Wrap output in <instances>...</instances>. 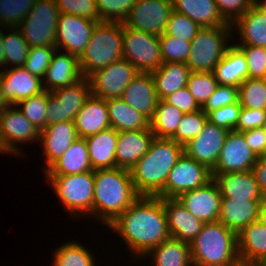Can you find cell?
Masks as SVG:
<instances>
[{
    "mask_svg": "<svg viewBox=\"0 0 266 266\" xmlns=\"http://www.w3.org/2000/svg\"><path fill=\"white\" fill-rule=\"evenodd\" d=\"M107 227L124 240L136 260L171 237L159 197L139 196Z\"/></svg>",
    "mask_w": 266,
    "mask_h": 266,
    "instance_id": "obj_1",
    "label": "cell"
},
{
    "mask_svg": "<svg viewBox=\"0 0 266 266\" xmlns=\"http://www.w3.org/2000/svg\"><path fill=\"white\" fill-rule=\"evenodd\" d=\"M184 153V146L173 139L152 140L147 153L130 169L139 196L156 197L164 188L168 174Z\"/></svg>",
    "mask_w": 266,
    "mask_h": 266,
    "instance_id": "obj_2",
    "label": "cell"
},
{
    "mask_svg": "<svg viewBox=\"0 0 266 266\" xmlns=\"http://www.w3.org/2000/svg\"><path fill=\"white\" fill-rule=\"evenodd\" d=\"M138 197L130 170L118 167L94 170L93 219L100 224L108 226Z\"/></svg>",
    "mask_w": 266,
    "mask_h": 266,
    "instance_id": "obj_3",
    "label": "cell"
},
{
    "mask_svg": "<svg viewBox=\"0 0 266 266\" xmlns=\"http://www.w3.org/2000/svg\"><path fill=\"white\" fill-rule=\"evenodd\" d=\"M190 249L193 266H242L237 234L220 221L204 223Z\"/></svg>",
    "mask_w": 266,
    "mask_h": 266,
    "instance_id": "obj_4",
    "label": "cell"
},
{
    "mask_svg": "<svg viewBox=\"0 0 266 266\" xmlns=\"http://www.w3.org/2000/svg\"><path fill=\"white\" fill-rule=\"evenodd\" d=\"M123 57L122 23L98 22L91 38L78 58L83 78Z\"/></svg>",
    "mask_w": 266,
    "mask_h": 266,
    "instance_id": "obj_5",
    "label": "cell"
},
{
    "mask_svg": "<svg viewBox=\"0 0 266 266\" xmlns=\"http://www.w3.org/2000/svg\"><path fill=\"white\" fill-rule=\"evenodd\" d=\"M232 24L218 27L201 28L191 41L190 54L186 65L191 72H213L234 36ZM232 36V37H231ZM231 39V41H230Z\"/></svg>",
    "mask_w": 266,
    "mask_h": 266,
    "instance_id": "obj_6",
    "label": "cell"
},
{
    "mask_svg": "<svg viewBox=\"0 0 266 266\" xmlns=\"http://www.w3.org/2000/svg\"><path fill=\"white\" fill-rule=\"evenodd\" d=\"M52 185L60 203L75 218L92 217L94 197V171L73 175L45 176Z\"/></svg>",
    "mask_w": 266,
    "mask_h": 266,
    "instance_id": "obj_7",
    "label": "cell"
},
{
    "mask_svg": "<svg viewBox=\"0 0 266 266\" xmlns=\"http://www.w3.org/2000/svg\"><path fill=\"white\" fill-rule=\"evenodd\" d=\"M59 16L55 0H36L17 28L30 47L55 46Z\"/></svg>",
    "mask_w": 266,
    "mask_h": 266,
    "instance_id": "obj_8",
    "label": "cell"
},
{
    "mask_svg": "<svg viewBox=\"0 0 266 266\" xmlns=\"http://www.w3.org/2000/svg\"><path fill=\"white\" fill-rule=\"evenodd\" d=\"M123 58L138 72L151 73L162 64L159 36L122 24Z\"/></svg>",
    "mask_w": 266,
    "mask_h": 266,
    "instance_id": "obj_9",
    "label": "cell"
},
{
    "mask_svg": "<svg viewBox=\"0 0 266 266\" xmlns=\"http://www.w3.org/2000/svg\"><path fill=\"white\" fill-rule=\"evenodd\" d=\"M213 179L211 170L185 153L168 174L159 198H178L181 194L203 187Z\"/></svg>",
    "mask_w": 266,
    "mask_h": 266,
    "instance_id": "obj_10",
    "label": "cell"
},
{
    "mask_svg": "<svg viewBox=\"0 0 266 266\" xmlns=\"http://www.w3.org/2000/svg\"><path fill=\"white\" fill-rule=\"evenodd\" d=\"M138 73L135 66L122 57L88 77L91 93L104 100L121 98Z\"/></svg>",
    "mask_w": 266,
    "mask_h": 266,
    "instance_id": "obj_11",
    "label": "cell"
},
{
    "mask_svg": "<svg viewBox=\"0 0 266 266\" xmlns=\"http://www.w3.org/2000/svg\"><path fill=\"white\" fill-rule=\"evenodd\" d=\"M172 11L171 0H136L122 24L160 36L165 31Z\"/></svg>",
    "mask_w": 266,
    "mask_h": 266,
    "instance_id": "obj_12",
    "label": "cell"
},
{
    "mask_svg": "<svg viewBox=\"0 0 266 266\" xmlns=\"http://www.w3.org/2000/svg\"><path fill=\"white\" fill-rule=\"evenodd\" d=\"M40 131L23 115L16 105H9L0 113V136L8 152L22 155L20 144L39 142ZM19 144V145H18ZM19 147H18V146Z\"/></svg>",
    "mask_w": 266,
    "mask_h": 266,
    "instance_id": "obj_13",
    "label": "cell"
},
{
    "mask_svg": "<svg viewBox=\"0 0 266 266\" xmlns=\"http://www.w3.org/2000/svg\"><path fill=\"white\" fill-rule=\"evenodd\" d=\"M92 21L72 14H60L55 35V46L76 57H80L88 45L93 28Z\"/></svg>",
    "mask_w": 266,
    "mask_h": 266,
    "instance_id": "obj_14",
    "label": "cell"
},
{
    "mask_svg": "<svg viewBox=\"0 0 266 266\" xmlns=\"http://www.w3.org/2000/svg\"><path fill=\"white\" fill-rule=\"evenodd\" d=\"M258 157L248 146L241 132L230 131L221 149L212 174L245 172L253 168Z\"/></svg>",
    "mask_w": 266,
    "mask_h": 266,
    "instance_id": "obj_15",
    "label": "cell"
},
{
    "mask_svg": "<svg viewBox=\"0 0 266 266\" xmlns=\"http://www.w3.org/2000/svg\"><path fill=\"white\" fill-rule=\"evenodd\" d=\"M228 131L225 128L206 122L203 130L186 145L184 153L212 170L221 153Z\"/></svg>",
    "mask_w": 266,
    "mask_h": 266,
    "instance_id": "obj_16",
    "label": "cell"
},
{
    "mask_svg": "<svg viewBox=\"0 0 266 266\" xmlns=\"http://www.w3.org/2000/svg\"><path fill=\"white\" fill-rule=\"evenodd\" d=\"M177 199L203 223L218 221L221 194L217 183L213 179L203 187L181 194Z\"/></svg>",
    "mask_w": 266,
    "mask_h": 266,
    "instance_id": "obj_17",
    "label": "cell"
},
{
    "mask_svg": "<svg viewBox=\"0 0 266 266\" xmlns=\"http://www.w3.org/2000/svg\"><path fill=\"white\" fill-rule=\"evenodd\" d=\"M0 84L4 99L9 105L28 99L44 91L42 79L24 67H9L0 71Z\"/></svg>",
    "mask_w": 266,
    "mask_h": 266,
    "instance_id": "obj_18",
    "label": "cell"
},
{
    "mask_svg": "<svg viewBox=\"0 0 266 266\" xmlns=\"http://www.w3.org/2000/svg\"><path fill=\"white\" fill-rule=\"evenodd\" d=\"M78 139L74 121L59 122L46 126L40 131L39 146H41L46 166L43 173L57 161Z\"/></svg>",
    "mask_w": 266,
    "mask_h": 266,
    "instance_id": "obj_19",
    "label": "cell"
},
{
    "mask_svg": "<svg viewBox=\"0 0 266 266\" xmlns=\"http://www.w3.org/2000/svg\"><path fill=\"white\" fill-rule=\"evenodd\" d=\"M81 79L83 75L78 57L56 49L42 78V85L44 90L52 92L58 88L72 86Z\"/></svg>",
    "mask_w": 266,
    "mask_h": 266,
    "instance_id": "obj_20",
    "label": "cell"
},
{
    "mask_svg": "<svg viewBox=\"0 0 266 266\" xmlns=\"http://www.w3.org/2000/svg\"><path fill=\"white\" fill-rule=\"evenodd\" d=\"M161 199L170 236L190 244L202 230L204 223L192 215L177 198Z\"/></svg>",
    "mask_w": 266,
    "mask_h": 266,
    "instance_id": "obj_21",
    "label": "cell"
},
{
    "mask_svg": "<svg viewBox=\"0 0 266 266\" xmlns=\"http://www.w3.org/2000/svg\"><path fill=\"white\" fill-rule=\"evenodd\" d=\"M121 99L150 121L159 100L151 73L139 72L125 88Z\"/></svg>",
    "mask_w": 266,
    "mask_h": 266,
    "instance_id": "obj_22",
    "label": "cell"
},
{
    "mask_svg": "<svg viewBox=\"0 0 266 266\" xmlns=\"http://www.w3.org/2000/svg\"><path fill=\"white\" fill-rule=\"evenodd\" d=\"M154 137L151 129L118 132L116 167L130 170L147 153Z\"/></svg>",
    "mask_w": 266,
    "mask_h": 266,
    "instance_id": "obj_23",
    "label": "cell"
},
{
    "mask_svg": "<svg viewBox=\"0 0 266 266\" xmlns=\"http://www.w3.org/2000/svg\"><path fill=\"white\" fill-rule=\"evenodd\" d=\"M221 197L233 200H263L265 196L259 189L251 170L236 173L212 174Z\"/></svg>",
    "mask_w": 266,
    "mask_h": 266,
    "instance_id": "obj_24",
    "label": "cell"
},
{
    "mask_svg": "<svg viewBox=\"0 0 266 266\" xmlns=\"http://www.w3.org/2000/svg\"><path fill=\"white\" fill-rule=\"evenodd\" d=\"M263 200H233L221 197L218 221L238 234L250 223L258 221Z\"/></svg>",
    "mask_w": 266,
    "mask_h": 266,
    "instance_id": "obj_25",
    "label": "cell"
},
{
    "mask_svg": "<svg viewBox=\"0 0 266 266\" xmlns=\"http://www.w3.org/2000/svg\"><path fill=\"white\" fill-rule=\"evenodd\" d=\"M74 125L78 138H87L111 128L106 100L90 95L76 114Z\"/></svg>",
    "mask_w": 266,
    "mask_h": 266,
    "instance_id": "obj_26",
    "label": "cell"
},
{
    "mask_svg": "<svg viewBox=\"0 0 266 266\" xmlns=\"http://www.w3.org/2000/svg\"><path fill=\"white\" fill-rule=\"evenodd\" d=\"M238 256L242 266H258L266 258V226L250 223L237 234Z\"/></svg>",
    "mask_w": 266,
    "mask_h": 266,
    "instance_id": "obj_27",
    "label": "cell"
},
{
    "mask_svg": "<svg viewBox=\"0 0 266 266\" xmlns=\"http://www.w3.org/2000/svg\"><path fill=\"white\" fill-rule=\"evenodd\" d=\"M232 29L240 36L235 46L266 48V14L255 4L232 24Z\"/></svg>",
    "mask_w": 266,
    "mask_h": 266,
    "instance_id": "obj_28",
    "label": "cell"
},
{
    "mask_svg": "<svg viewBox=\"0 0 266 266\" xmlns=\"http://www.w3.org/2000/svg\"><path fill=\"white\" fill-rule=\"evenodd\" d=\"M93 171L116 167L118 132L109 128L85 138Z\"/></svg>",
    "mask_w": 266,
    "mask_h": 266,
    "instance_id": "obj_29",
    "label": "cell"
},
{
    "mask_svg": "<svg viewBox=\"0 0 266 266\" xmlns=\"http://www.w3.org/2000/svg\"><path fill=\"white\" fill-rule=\"evenodd\" d=\"M87 142L78 138L45 172V176L73 175L92 171Z\"/></svg>",
    "mask_w": 266,
    "mask_h": 266,
    "instance_id": "obj_30",
    "label": "cell"
},
{
    "mask_svg": "<svg viewBox=\"0 0 266 266\" xmlns=\"http://www.w3.org/2000/svg\"><path fill=\"white\" fill-rule=\"evenodd\" d=\"M173 10L188 16L201 28L229 25L220 15L215 0H171Z\"/></svg>",
    "mask_w": 266,
    "mask_h": 266,
    "instance_id": "obj_31",
    "label": "cell"
},
{
    "mask_svg": "<svg viewBox=\"0 0 266 266\" xmlns=\"http://www.w3.org/2000/svg\"><path fill=\"white\" fill-rule=\"evenodd\" d=\"M143 258H150L151 266H193L190 244L172 237L149 250Z\"/></svg>",
    "mask_w": 266,
    "mask_h": 266,
    "instance_id": "obj_32",
    "label": "cell"
},
{
    "mask_svg": "<svg viewBox=\"0 0 266 266\" xmlns=\"http://www.w3.org/2000/svg\"><path fill=\"white\" fill-rule=\"evenodd\" d=\"M213 73L220 85L238 87L248 78L246 58L234 43L215 66Z\"/></svg>",
    "mask_w": 266,
    "mask_h": 266,
    "instance_id": "obj_33",
    "label": "cell"
},
{
    "mask_svg": "<svg viewBox=\"0 0 266 266\" xmlns=\"http://www.w3.org/2000/svg\"><path fill=\"white\" fill-rule=\"evenodd\" d=\"M190 69L186 63H163L151 72L159 100L187 86Z\"/></svg>",
    "mask_w": 266,
    "mask_h": 266,
    "instance_id": "obj_34",
    "label": "cell"
},
{
    "mask_svg": "<svg viewBox=\"0 0 266 266\" xmlns=\"http://www.w3.org/2000/svg\"><path fill=\"white\" fill-rule=\"evenodd\" d=\"M111 128L117 132L150 129V121L121 98L106 100Z\"/></svg>",
    "mask_w": 266,
    "mask_h": 266,
    "instance_id": "obj_35",
    "label": "cell"
},
{
    "mask_svg": "<svg viewBox=\"0 0 266 266\" xmlns=\"http://www.w3.org/2000/svg\"><path fill=\"white\" fill-rule=\"evenodd\" d=\"M63 103L64 122L74 121L76 114L85 104L91 93L88 78H83L72 86L58 88L52 91Z\"/></svg>",
    "mask_w": 266,
    "mask_h": 266,
    "instance_id": "obj_36",
    "label": "cell"
},
{
    "mask_svg": "<svg viewBox=\"0 0 266 266\" xmlns=\"http://www.w3.org/2000/svg\"><path fill=\"white\" fill-rule=\"evenodd\" d=\"M184 113L178 108L158 100L154 115L150 120V129L156 138L170 139L177 130V127Z\"/></svg>",
    "mask_w": 266,
    "mask_h": 266,
    "instance_id": "obj_37",
    "label": "cell"
},
{
    "mask_svg": "<svg viewBox=\"0 0 266 266\" xmlns=\"http://www.w3.org/2000/svg\"><path fill=\"white\" fill-rule=\"evenodd\" d=\"M52 266H96L93 253L78 241H69L53 252Z\"/></svg>",
    "mask_w": 266,
    "mask_h": 266,
    "instance_id": "obj_38",
    "label": "cell"
},
{
    "mask_svg": "<svg viewBox=\"0 0 266 266\" xmlns=\"http://www.w3.org/2000/svg\"><path fill=\"white\" fill-rule=\"evenodd\" d=\"M5 29L8 31L7 34L5 33ZM3 48L5 55L4 69L7 67L11 68V66L12 68L24 66L30 46L24 40V37L17 27L4 28Z\"/></svg>",
    "mask_w": 266,
    "mask_h": 266,
    "instance_id": "obj_39",
    "label": "cell"
},
{
    "mask_svg": "<svg viewBox=\"0 0 266 266\" xmlns=\"http://www.w3.org/2000/svg\"><path fill=\"white\" fill-rule=\"evenodd\" d=\"M241 107L266 110V78H247L238 86Z\"/></svg>",
    "mask_w": 266,
    "mask_h": 266,
    "instance_id": "obj_40",
    "label": "cell"
},
{
    "mask_svg": "<svg viewBox=\"0 0 266 266\" xmlns=\"http://www.w3.org/2000/svg\"><path fill=\"white\" fill-rule=\"evenodd\" d=\"M47 104L48 91L44 90L40 94L18 102L16 106L31 124L41 131L46 127Z\"/></svg>",
    "mask_w": 266,
    "mask_h": 266,
    "instance_id": "obj_41",
    "label": "cell"
},
{
    "mask_svg": "<svg viewBox=\"0 0 266 266\" xmlns=\"http://www.w3.org/2000/svg\"><path fill=\"white\" fill-rule=\"evenodd\" d=\"M36 0H0V27H18Z\"/></svg>",
    "mask_w": 266,
    "mask_h": 266,
    "instance_id": "obj_42",
    "label": "cell"
},
{
    "mask_svg": "<svg viewBox=\"0 0 266 266\" xmlns=\"http://www.w3.org/2000/svg\"><path fill=\"white\" fill-rule=\"evenodd\" d=\"M207 121L208 115L201 109L184 113L176 133L170 139L184 146L203 130Z\"/></svg>",
    "mask_w": 266,
    "mask_h": 266,
    "instance_id": "obj_43",
    "label": "cell"
},
{
    "mask_svg": "<svg viewBox=\"0 0 266 266\" xmlns=\"http://www.w3.org/2000/svg\"><path fill=\"white\" fill-rule=\"evenodd\" d=\"M218 85L213 72H190L187 81V88L200 107L205 104Z\"/></svg>",
    "mask_w": 266,
    "mask_h": 266,
    "instance_id": "obj_44",
    "label": "cell"
},
{
    "mask_svg": "<svg viewBox=\"0 0 266 266\" xmlns=\"http://www.w3.org/2000/svg\"><path fill=\"white\" fill-rule=\"evenodd\" d=\"M160 51L163 63H186L191 41H184L166 34L159 36Z\"/></svg>",
    "mask_w": 266,
    "mask_h": 266,
    "instance_id": "obj_45",
    "label": "cell"
},
{
    "mask_svg": "<svg viewBox=\"0 0 266 266\" xmlns=\"http://www.w3.org/2000/svg\"><path fill=\"white\" fill-rule=\"evenodd\" d=\"M136 0H96L99 19L102 22H120L128 16Z\"/></svg>",
    "mask_w": 266,
    "mask_h": 266,
    "instance_id": "obj_46",
    "label": "cell"
},
{
    "mask_svg": "<svg viewBox=\"0 0 266 266\" xmlns=\"http://www.w3.org/2000/svg\"><path fill=\"white\" fill-rule=\"evenodd\" d=\"M200 29L201 27L188 16L173 10L166 24L164 34L184 41H192Z\"/></svg>",
    "mask_w": 266,
    "mask_h": 266,
    "instance_id": "obj_47",
    "label": "cell"
},
{
    "mask_svg": "<svg viewBox=\"0 0 266 266\" xmlns=\"http://www.w3.org/2000/svg\"><path fill=\"white\" fill-rule=\"evenodd\" d=\"M56 49V46L30 47L28 57L23 67L32 75L42 79L51 63L52 56Z\"/></svg>",
    "mask_w": 266,
    "mask_h": 266,
    "instance_id": "obj_48",
    "label": "cell"
},
{
    "mask_svg": "<svg viewBox=\"0 0 266 266\" xmlns=\"http://www.w3.org/2000/svg\"><path fill=\"white\" fill-rule=\"evenodd\" d=\"M60 14H72L92 21L99 19L96 0H55Z\"/></svg>",
    "mask_w": 266,
    "mask_h": 266,
    "instance_id": "obj_49",
    "label": "cell"
},
{
    "mask_svg": "<svg viewBox=\"0 0 266 266\" xmlns=\"http://www.w3.org/2000/svg\"><path fill=\"white\" fill-rule=\"evenodd\" d=\"M245 56L248 78H266V48L259 46H236Z\"/></svg>",
    "mask_w": 266,
    "mask_h": 266,
    "instance_id": "obj_50",
    "label": "cell"
},
{
    "mask_svg": "<svg viewBox=\"0 0 266 266\" xmlns=\"http://www.w3.org/2000/svg\"><path fill=\"white\" fill-rule=\"evenodd\" d=\"M241 104L235 102L230 105L214 109L209 112L208 120L219 127L225 128L228 131H234L241 111Z\"/></svg>",
    "mask_w": 266,
    "mask_h": 266,
    "instance_id": "obj_51",
    "label": "cell"
},
{
    "mask_svg": "<svg viewBox=\"0 0 266 266\" xmlns=\"http://www.w3.org/2000/svg\"><path fill=\"white\" fill-rule=\"evenodd\" d=\"M238 97V87L219 84L214 93L201 107V110L208 114L214 109L238 102Z\"/></svg>",
    "mask_w": 266,
    "mask_h": 266,
    "instance_id": "obj_52",
    "label": "cell"
},
{
    "mask_svg": "<svg viewBox=\"0 0 266 266\" xmlns=\"http://www.w3.org/2000/svg\"><path fill=\"white\" fill-rule=\"evenodd\" d=\"M215 2L220 15L228 24H233L254 5L252 0H215Z\"/></svg>",
    "mask_w": 266,
    "mask_h": 266,
    "instance_id": "obj_53",
    "label": "cell"
},
{
    "mask_svg": "<svg viewBox=\"0 0 266 266\" xmlns=\"http://www.w3.org/2000/svg\"><path fill=\"white\" fill-rule=\"evenodd\" d=\"M163 100L183 113H191L201 109L187 86L166 96Z\"/></svg>",
    "mask_w": 266,
    "mask_h": 266,
    "instance_id": "obj_54",
    "label": "cell"
},
{
    "mask_svg": "<svg viewBox=\"0 0 266 266\" xmlns=\"http://www.w3.org/2000/svg\"><path fill=\"white\" fill-rule=\"evenodd\" d=\"M265 119L266 110H254L242 107L234 131L243 132L250 129L261 128L263 127Z\"/></svg>",
    "mask_w": 266,
    "mask_h": 266,
    "instance_id": "obj_55",
    "label": "cell"
},
{
    "mask_svg": "<svg viewBox=\"0 0 266 266\" xmlns=\"http://www.w3.org/2000/svg\"><path fill=\"white\" fill-rule=\"evenodd\" d=\"M241 133L257 157L266 156V132L262 127L246 130Z\"/></svg>",
    "mask_w": 266,
    "mask_h": 266,
    "instance_id": "obj_56",
    "label": "cell"
},
{
    "mask_svg": "<svg viewBox=\"0 0 266 266\" xmlns=\"http://www.w3.org/2000/svg\"><path fill=\"white\" fill-rule=\"evenodd\" d=\"M46 112V126L64 122L63 103L58 102V98L53 92H48V104Z\"/></svg>",
    "mask_w": 266,
    "mask_h": 266,
    "instance_id": "obj_57",
    "label": "cell"
},
{
    "mask_svg": "<svg viewBox=\"0 0 266 266\" xmlns=\"http://www.w3.org/2000/svg\"><path fill=\"white\" fill-rule=\"evenodd\" d=\"M251 171L259 189L266 197V156L258 157Z\"/></svg>",
    "mask_w": 266,
    "mask_h": 266,
    "instance_id": "obj_58",
    "label": "cell"
},
{
    "mask_svg": "<svg viewBox=\"0 0 266 266\" xmlns=\"http://www.w3.org/2000/svg\"><path fill=\"white\" fill-rule=\"evenodd\" d=\"M258 221L263 226H266V197L262 201L260 211H259Z\"/></svg>",
    "mask_w": 266,
    "mask_h": 266,
    "instance_id": "obj_59",
    "label": "cell"
},
{
    "mask_svg": "<svg viewBox=\"0 0 266 266\" xmlns=\"http://www.w3.org/2000/svg\"><path fill=\"white\" fill-rule=\"evenodd\" d=\"M3 27L1 29L0 27V67H2V69L0 70H3L4 68V58H5V55H4V48H3V36H4V32H3Z\"/></svg>",
    "mask_w": 266,
    "mask_h": 266,
    "instance_id": "obj_60",
    "label": "cell"
},
{
    "mask_svg": "<svg viewBox=\"0 0 266 266\" xmlns=\"http://www.w3.org/2000/svg\"><path fill=\"white\" fill-rule=\"evenodd\" d=\"M8 106H9V104L4 99L3 92L1 90V84H0V113Z\"/></svg>",
    "mask_w": 266,
    "mask_h": 266,
    "instance_id": "obj_61",
    "label": "cell"
},
{
    "mask_svg": "<svg viewBox=\"0 0 266 266\" xmlns=\"http://www.w3.org/2000/svg\"><path fill=\"white\" fill-rule=\"evenodd\" d=\"M255 5L266 14V0H258Z\"/></svg>",
    "mask_w": 266,
    "mask_h": 266,
    "instance_id": "obj_62",
    "label": "cell"
},
{
    "mask_svg": "<svg viewBox=\"0 0 266 266\" xmlns=\"http://www.w3.org/2000/svg\"><path fill=\"white\" fill-rule=\"evenodd\" d=\"M1 154H7V155L9 154V155H11L8 152V150L6 149L5 145L3 144V141H2L1 136H0V155Z\"/></svg>",
    "mask_w": 266,
    "mask_h": 266,
    "instance_id": "obj_63",
    "label": "cell"
},
{
    "mask_svg": "<svg viewBox=\"0 0 266 266\" xmlns=\"http://www.w3.org/2000/svg\"><path fill=\"white\" fill-rule=\"evenodd\" d=\"M259 266H266V258L261 262Z\"/></svg>",
    "mask_w": 266,
    "mask_h": 266,
    "instance_id": "obj_64",
    "label": "cell"
},
{
    "mask_svg": "<svg viewBox=\"0 0 266 266\" xmlns=\"http://www.w3.org/2000/svg\"><path fill=\"white\" fill-rule=\"evenodd\" d=\"M263 129H264V131L266 132V119H265V121H264V124H263V127H262Z\"/></svg>",
    "mask_w": 266,
    "mask_h": 266,
    "instance_id": "obj_65",
    "label": "cell"
}]
</instances>
